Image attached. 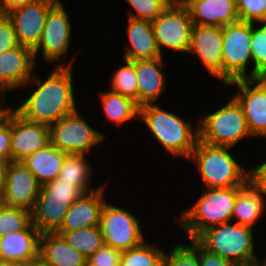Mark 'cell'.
<instances>
[{"label":"cell","instance_id":"7a4b0ae2","mask_svg":"<svg viewBox=\"0 0 266 266\" xmlns=\"http://www.w3.org/2000/svg\"><path fill=\"white\" fill-rule=\"evenodd\" d=\"M139 120L143 121L148 133L157 140L165 152L175 158L188 159L199 139L197 125L184 117L161 108V105L145 104L140 106Z\"/></svg>","mask_w":266,"mask_h":266},{"label":"cell","instance_id":"44dd1931","mask_svg":"<svg viewBox=\"0 0 266 266\" xmlns=\"http://www.w3.org/2000/svg\"><path fill=\"white\" fill-rule=\"evenodd\" d=\"M194 24L223 27L239 21L236 0H185Z\"/></svg>","mask_w":266,"mask_h":266},{"label":"cell","instance_id":"3957f363","mask_svg":"<svg viewBox=\"0 0 266 266\" xmlns=\"http://www.w3.org/2000/svg\"><path fill=\"white\" fill-rule=\"evenodd\" d=\"M232 147L214 146L198 139L188 161L195 163L203 188H231L244 186L249 181L250 169H245L234 158Z\"/></svg>","mask_w":266,"mask_h":266},{"label":"cell","instance_id":"f907efd6","mask_svg":"<svg viewBox=\"0 0 266 266\" xmlns=\"http://www.w3.org/2000/svg\"><path fill=\"white\" fill-rule=\"evenodd\" d=\"M185 0H178V3H183Z\"/></svg>","mask_w":266,"mask_h":266},{"label":"cell","instance_id":"bcb514c9","mask_svg":"<svg viewBox=\"0 0 266 266\" xmlns=\"http://www.w3.org/2000/svg\"><path fill=\"white\" fill-rule=\"evenodd\" d=\"M0 266H26L23 262H4L0 261Z\"/></svg>","mask_w":266,"mask_h":266},{"label":"cell","instance_id":"d6986e66","mask_svg":"<svg viewBox=\"0 0 266 266\" xmlns=\"http://www.w3.org/2000/svg\"><path fill=\"white\" fill-rule=\"evenodd\" d=\"M108 181L97 190L83 194L72 203L58 231H73L99 226L102 208L107 201Z\"/></svg>","mask_w":266,"mask_h":266},{"label":"cell","instance_id":"7c38bea8","mask_svg":"<svg viewBox=\"0 0 266 266\" xmlns=\"http://www.w3.org/2000/svg\"><path fill=\"white\" fill-rule=\"evenodd\" d=\"M193 20L188 9L177 3L168 6L154 21L152 26L161 55L164 51L179 53L189 52ZM167 49V50H166Z\"/></svg>","mask_w":266,"mask_h":266},{"label":"cell","instance_id":"60d3db41","mask_svg":"<svg viewBox=\"0 0 266 266\" xmlns=\"http://www.w3.org/2000/svg\"><path fill=\"white\" fill-rule=\"evenodd\" d=\"M256 167H249V180L266 195V159Z\"/></svg>","mask_w":266,"mask_h":266},{"label":"cell","instance_id":"1f68e13d","mask_svg":"<svg viewBox=\"0 0 266 266\" xmlns=\"http://www.w3.org/2000/svg\"><path fill=\"white\" fill-rule=\"evenodd\" d=\"M253 78L266 76V22L252 23Z\"/></svg>","mask_w":266,"mask_h":266},{"label":"cell","instance_id":"7402d4cb","mask_svg":"<svg viewBox=\"0 0 266 266\" xmlns=\"http://www.w3.org/2000/svg\"><path fill=\"white\" fill-rule=\"evenodd\" d=\"M125 51L126 60H140L163 57L159 51L151 21L127 17Z\"/></svg>","mask_w":266,"mask_h":266},{"label":"cell","instance_id":"d590c367","mask_svg":"<svg viewBox=\"0 0 266 266\" xmlns=\"http://www.w3.org/2000/svg\"><path fill=\"white\" fill-rule=\"evenodd\" d=\"M236 4L241 21L266 22V0H236Z\"/></svg>","mask_w":266,"mask_h":266},{"label":"cell","instance_id":"4316f807","mask_svg":"<svg viewBox=\"0 0 266 266\" xmlns=\"http://www.w3.org/2000/svg\"><path fill=\"white\" fill-rule=\"evenodd\" d=\"M100 106L104 112L106 120L121 128L129 121L139 119L140 106L131 98L122 96L121 94L105 89V92L100 91Z\"/></svg>","mask_w":266,"mask_h":266},{"label":"cell","instance_id":"5bb4252c","mask_svg":"<svg viewBox=\"0 0 266 266\" xmlns=\"http://www.w3.org/2000/svg\"><path fill=\"white\" fill-rule=\"evenodd\" d=\"M41 185L21 161H10L5 169L1 194L3 204L33 211Z\"/></svg>","mask_w":266,"mask_h":266},{"label":"cell","instance_id":"30bf717a","mask_svg":"<svg viewBox=\"0 0 266 266\" xmlns=\"http://www.w3.org/2000/svg\"><path fill=\"white\" fill-rule=\"evenodd\" d=\"M89 119L84 118L79 107L65 115L49 126L50 143L67 154L90 155L91 149L103 143L107 135L91 126V122H87Z\"/></svg>","mask_w":266,"mask_h":266},{"label":"cell","instance_id":"52a82bcc","mask_svg":"<svg viewBox=\"0 0 266 266\" xmlns=\"http://www.w3.org/2000/svg\"><path fill=\"white\" fill-rule=\"evenodd\" d=\"M85 192L77 185L56 178L41 186L35 207L31 212L32 224L41 233H56L63 224L72 203Z\"/></svg>","mask_w":266,"mask_h":266},{"label":"cell","instance_id":"603a6c76","mask_svg":"<svg viewBox=\"0 0 266 266\" xmlns=\"http://www.w3.org/2000/svg\"><path fill=\"white\" fill-rule=\"evenodd\" d=\"M41 233L32 222L18 232L0 237V261L28 263L39 255Z\"/></svg>","mask_w":266,"mask_h":266},{"label":"cell","instance_id":"e0dca14e","mask_svg":"<svg viewBox=\"0 0 266 266\" xmlns=\"http://www.w3.org/2000/svg\"><path fill=\"white\" fill-rule=\"evenodd\" d=\"M49 143L48 125L25 119L11 106L10 161H22Z\"/></svg>","mask_w":266,"mask_h":266},{"label":"cell","instance_id":"e575fe53","mask_svg":"<svg viewBox=\"0 0 266 266\" xmlns=\"http://www.w3.org/2000/svg\"><path fill=\"white\" fill-rule=\"evenodd\" d=\"M162 266H200L199 256L185 241L181 240L168 252L164 251Z\"/></svg>","mask_w":266,"mask_h":266},{"label":"cell","instance_id":"2e32d148","mask_svg":"<svg viewBox=\"0 0 266 266\" xmlns=\"http://www.w3.org/2000/svg\"><path fill=\"white\" fill-rule=\"evenodd\" d=\"M188 54L196 55L205 71L223 85L222 27L194 24Z\"/></svg>","mask_w":266,"mask_h":266},{"label":"cell","instance_id":"7dc6e473","mask_svg":"<svg viewBox=\"0 0 266 266\" xmlns=\"http://www.w3.org/2000/svg\"><path fill=\"white\" fill-rule=\"evenodd\" d=\"M6 101L7 100L0 95V109H2L5 106L4 104L6 103Z\"/></svg>","mask_w":266,"mask_h":266},{"label":"cell","instance_id":"ee69618b","mask_svg":"<svg viewBox=\"0 0 266 266\" xmlns=\"http://www.w3.org/2000/svg\"><path fill=\"white\" fill-rule=\"evenodd\" d=\"M7 164L0 162V194H2Z\"/></svg>","mask_w":266,"mask_h":266},{"label":"cell","instance_id":"9a60e30c","mask_svg":"<svg viewBox=\"0 0 266 266\" xmlns=\"http://www.w3.org/2000/svg\"><path fill=\"white\" fill-rule=\"evenodd\" d=\"M59 0H35L6 14L19 45L34 49L40 41L49 10Z\"/></svg>","mask_w":266,"mask_h":266},{"label":"cell","instance_id":"8992f818","mask_svg":"<svg viewBox=\"0 0 266 266\" xmlns=\"http://www.w3.org/2000/svg\"><path fill=\"white\" fill-rule=\"evenodd\" d=\"M212 113L198 118L199 140L214 146L236 147L243 139L251 138L241 106L231 96Z\"/></svg>","mask_w":266,"mask_h":266},{"label":"cell","instance_id":"74e56055","mask_svg":"<svg viewBox=\"0 0 266 266\" xmlns=\"http://www.w3.org/2000/svg\"><path fill=\"white\" fill-rule=\"evenodd\" d=\"M121 251L104 245L87 258V266H120Z\"/></svg>","mask_w":266,"mask_h":266},{"label":"cell","instance_id":"b9f144b4","mask_svg":"<svg viewBox=\"0 0 266 266\" xmlns=\"http://www.w3.org/2000/svg\"><path fill=\"white\" fill-rule=\"evenodd\" d=\"M35 0H0V15H6L8 12L23 7Z\"/></svg>","mask_w":266,"mask_h":266},{"label":"cell","instance_id":"8d00e7d4","mask_svg":"<svg viewBox=\"0 0 266 266\" xmlns=\"http://www.w3.org/2000/svg\"><path fill=\"white\" fill-rule=\"evenodd\" d=\"M11 107L5 105L0 109V162H10Z\"/></svg>","mask_w":266,"mask_h":266},{"label":"cell","instance_id":"484cf974","mask_svg":"<svg viewBox=\"0 0 266 266\" xmlns=\"http://www.w3.org/2000/svg\"><path fill=\"white\" fill-rule=\"evenodd\" d=\"M67 153L51 143L28 155L21 162L36 177L41 186L58 178Z\"/></svg>","mask_w":266,"mask_h":266},{"label":"cell","instance_id":"f1b7e54d","mask_svg":"<svg viewBox=\"0 0 266 266\" xmlns=\"http://www.w3.org/2000/svg\"><path fill=\"white\" fill-rule=\"evenodd\" d=\"M56 233L61 235L70 246L86 258H89L105 245L100 226L73 231H57Z\"/></svg>","mask_w":266,"mask_h":266},{"label":"cell","instance_id":"4dcf8cb0","mask_svg":"<svg viewBox=\"0 0 266 266\" xmlns=\"http://www.w3.org/2000/svg\"><path fill=\"white\" fill-rule=\"evenodd\" d=\"M164 250L145 240L140 246L121 252L120 266H162Z\"/></svg>","mask_w":266,"mask_h":266},{"label":"cell","instance_id":"7bdbcfd3","mask_svg":"<svg viewBox=\"0 0 266 266\" xmlns=\"http://www.w3.org/2000/svg\"><path fill=\"white\" fill-rule=\"evenodd\" d=\"M26 266H53L52 264H49L46 262L43 258H41L39 255L35 258L29 261Z\"/></svg>","mask_w":266,"mask_h":266},{"label":"cell","instance_id":"8fae6325","mask_svg":"<svg viewBox=\"0 0 266 266\" xmlns=\"http://www.w3.org/2000/svg\"><path fill=\"white\" fill-rule=\"evenodd\" d=\"M140 218L128 208L105 202L100 216V230L105 245L125 251L140 246L146 239ZM143 228V229H142Z\"/></svg>","mask_w":266,"mask_h":266},{"label":"cell","instance_id":"836d02e7","mask_svg":"<svg viewBox=\"0 0 266 266\" xmlns=\"http://www.w3.org/2000/svg\"><path fill=\"white\" fill-rule=\"evenodd\" d=\"M129 7L127 17L154 21L169 5L164 0H125Z\"/></svg>","mask_w":266,"mask_h":266},{"label":"cell","instance_id":"ac0fdd59","mask_svg":"<svg viewBox=\"0 0 266 266\" xmlns=\"http://www.w3.org/2000/svg\"><path fill=\"white\" fill-rule=\"evenodd\" d=\"M33 50L19 45L0 54V95L22 89L37 69Z\"/></svg>","mask_w":266,"mask_h":266},{"label":"cell","instance_id":"277c9868","mask_svg":"<svg viewBox=\"0 0 266 266\" xmlns=\"http://www.w3.org/2000/svg\"><path fill=\"white\" fill-rule=\"evenodd\" d=\"M191 207L178 216V227L187 239H196L206 229L231 221L237 199V187L203 188Z\"/></svg>","mask_w":266,"mask_h":266},{"label":"cell","instance_id":"f6af8a7d","mask_svg":"<svg viewBox=\"0 0 266 266\" xmlns=\"http://www.w3.org/2000/svg\"><path fill=\"white\" fill-rule=\"evenodd\" d=\"M258 258H260V257L255 258L254 260H252L246 266H266V260L264 258H263V260L262 259L260 260Z\"/></svg>","mask_w":266,"mask_h":266},{"label":"cell","instance_id":"4fadbf2b","mask_svg":"<svg viewBox=\"0 0 266 266\" xmlns=\"http://www.w3.org/2000/svg\"><path fill=\"white\" fill-rule=\"evenodd\" d=\"M237 88L232 97L241 106L252 138H263L266 134V79H237L224 85Z\"/></svg>","mask_w":266,"mask_h":266},{"label":"cell","instance_id":"ba28073f","mask_svg":"<svg viewBox=\"0 0 266 266\" xmlns=\"http://www.w3.org/2000/svg\"><path fill=\"white\" fill-rule=\"evenodd\" d=\"M66 3L59 0L48 12L43 32L39 43L33 49V55L36 63L39 53H42V57L46 63H50L55 66H73L75 57L66 60L69 49H71L72 40V21L70 13L66 10ZM65 57V58H64Z\"/></svg>","mask_w":266,"mask_h":266},{"label":"cell","instance_id":"d4e9b609","mask_svg":"<svg viewBox=\"0 0 266 266\" xmlns=\"http://www.w3.org/2000/svg\"><path fill=\"white\" fill-rule=\"evenodd\" d=\"M39 256L53 266H87V258L57 233L41 234Z\"/></svg>","mask_w":266,"mask_h":266},{"label":"cell","instance_id":"f546056e","mask_svg":"<svg viewBox=\"0 0 266 266\" xmlns=\"http://www.w3.org/2000/svg\"><path fill=\"white\" fill-rule=\"evenodd\" d=\"M124 65L115 68L109 80V90L122 96L131 98L138 104V83L134 67V60L123 58Z\"/></svg>","mask_w":266,"mask_h":266},{"label":"cell","instance_id":"ab89813d","mask_svg":"<svg viewBox=\"0 0 266 266\" xmlns=\"http://www.w3.org/2000/svg\"><path fill=\"white\" fill-rule=\"evenodd\" d=\"M19 46L12 22L0 15V54Z\"/></svg>","mask_w":266,"mask_h":266},{"label":"cell","instance_id":"681fc988","mask_svg":"<svg viewBox=\"0 0 266 266\" xmlns=\"http://www.w3.org/2000/svg\"><path fill=\"white\" fill-rule=\"evenodd\" d=\"M3 205V200H2V197H1V194H0V207Z\"/></svg>","mask_w":266,"mask_h":266},{"label":"cell","instance_id":"c3c4849f","mask_svg":"<svg viewBox=\"0 0 266 266\" xmlns=\"http://www.w3.org/2000/svg\"><path fill=\"white\" fill-rule=\"evenodd\" d=\"M169 6L177 4L178 0H164Z\"/></svg>","mask_w":266,"mask_h":266},{"label":"cell","instance_id":"cb8c5ba5","mask_svg":"<svg viewBox=\"0 0 266 266\" xmlns=\"http://www.w3.org/2000/svg\"><path fill=\"white\" fill-rule=\"evenodd\" d=\"M265 197L250 180L244 186L237 187V199L231 221L254 229L257 221L265 215Z\"/></svg>","mask_w":266,"mask_h":266},{"label":"cell","instance_id":"6da1fadb","mask_svg":"<svg viewBox=\"0 0 266 266\" xmlns=\"http://www.w3.org/2000/svg\"><path fill=\"white\" fill-rule=\"evenodd\" d=\"M53 66L45 79L40 78L37 75L39 72L35 70L32 78L21 89L30 88L29 94L21 99L18 107H13L25 119L48 126L79 107L77 95L74 94V67Z\"/></svg>","mask_w":266,"mask_h":266},{"label":"cell","instance_id":"d6a6232c","mask_svg":"<svg viewBox=\"0 0 266 266\" xmlns=\"http://www.w3.org/2000/svg\"><path fill=\"white\" fill-rule=\"evenodd\" d=\"M32 222L31 212L22 208L0 207V237L24 230Z\"/></svg>","mask_w":266,"mask_h":266},{"label":"cell","instance_id":"83f0119b","mask_svg":"<svg viewBox=\"0 0 266 266\" xmlns=\"http://www.w3.org/2000/svg\"><path fill=\"white\" fill-rule=\"evenodd\" d=\"M84 154H67L63 166L60 170L58 179L63 182L77 184L85 193L97 190L102 184L92 185L95 177L90 158ZM96 187V188H95Z\"/></svg>","mask_w":266,"mask_h":266},{"label":"cell","instance_id":"f35d334b","mask_svg":"<svg viewBox=\"0 0 266 266\" xmlns=\"http://www.w3.org/2000/svg\"><path fill=\"white\" fill-rule=\"evenodd\" d=\"M188 245L198 254L200 266H234L229 260L206 250L196 239H188Z\"/></svg>","mask_w":266,"mask_h":266},{"label":"cell","instance_id":"9c48e42d","mask_svg":"<svg viewBox=\"0 0 266 266\" xmlns=\"http://www.w3.org/2000/svg\"><path fill=\"white\" fill-rule=\"evenodd\" d=\"M251 38L252 22L239 20L222 27L223 86L253 78Z\"/></svg>","mask_w":266,"mask_h":266},{"label":"cell","instance_id":"ffe728a7","mask_svg":"<svg viewBox=\"0 0 266 266\" xmlns=\"http://www.w3.org/2000/svg\"><path fill=\"white\" fill-rule=\"evenodd\" d=\"M165 63L163 57L134 60L139 106L156 104L162 98V95L166 93L167 76L162 70Z\"/></svg>","mask_w":266,"mask_h":266},{"label":"cell","instance_id":"5b68a950","mask_svg":"<svg viewBox=\"0 0 266 266\" xmlns=\"http://www.w3.org/2000/svg\"><path fill=\"white\" fill-rule=\"evenodd\" d=\"M254 235L253 228L230 221L206 229L196 240L206 250L229 260L234 266H246L258 255Z\"/></svg>","mask_w":266,"mask_h":266}]
</instances>
